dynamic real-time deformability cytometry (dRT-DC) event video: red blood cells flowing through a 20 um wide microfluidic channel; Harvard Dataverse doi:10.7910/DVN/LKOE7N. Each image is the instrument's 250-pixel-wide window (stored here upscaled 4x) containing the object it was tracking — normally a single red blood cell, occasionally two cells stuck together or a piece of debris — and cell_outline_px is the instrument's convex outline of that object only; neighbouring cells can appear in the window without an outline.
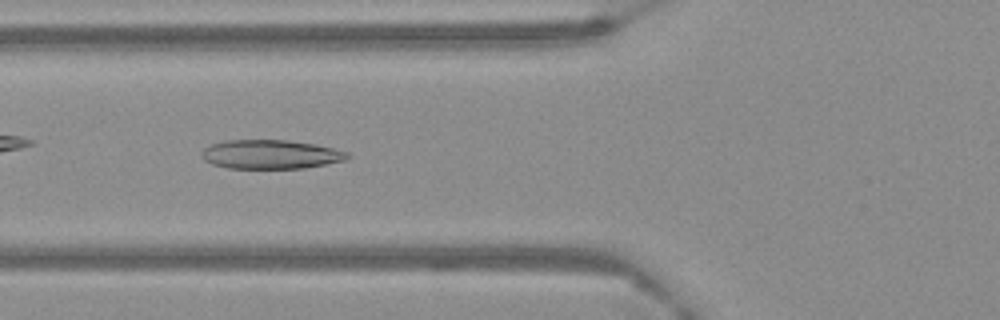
{"species": "Egyptian fruit bat (a non-hibernating species)", "species_latin": "Rousettus aegyptiacus", "temperature_condition": "warm", "stored_images_in_passage": 61, "camera_frame_rate_fps": 3000, "um_per_image_px": 0.085, "frame": {"image": 1, "passage_image": 23, "time_ms": 7.333, "image_size_px": [1000, 320], "cell_outline_px": [[352, 156], [344, 160], [304, 168], [228, 168], [212, 164], [204, 160], [200, 156], [200, 152], [204, 148], [212, 144], [224, 140], [288, 140], [316, 144], [348, 152]], "centroid_in_image_um": [22.97, 13.11], "position_along_channel_um": 102.8, "area_um2": 24.68}}
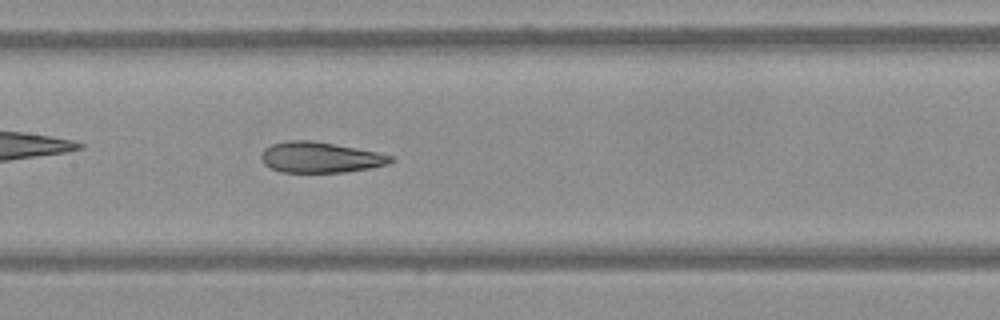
{"frame": {"image": 2, "passage_image": 30, "time_ms": 9.667, "image_size_px": [1000, 320], "cell_outline_px": [[396, 160], [388, 164], [368, 168], [344, 172], [280, 172], [264, 164], [260, 156], [264, 148], [272, 144], [288, 140], [312, 140], [376, 152], [392, 156]], "centroid_in_image_um": [27.19, 13.37], "position_along_channel_um": 180.2, "area_um2": 23.0}}
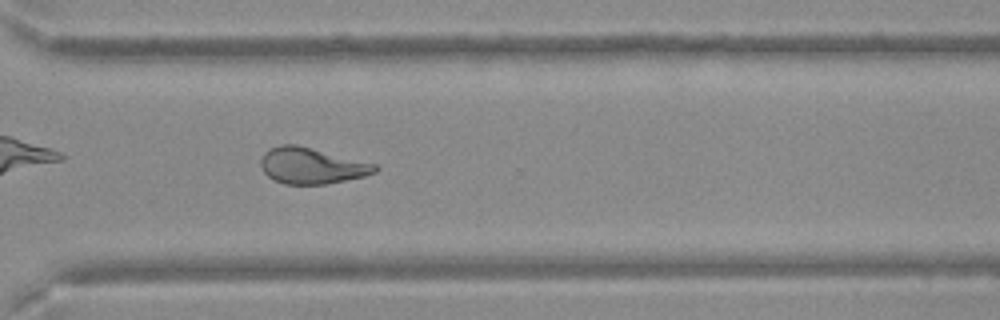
{"frame": {"image": 3, "passage_image": 45, "time_ms": 14.667, "image_size_px": [1000, 320], "cell_outline_px": [[380, 168], [376, 172], [364, 176], [328, 184], [284, 184], [272, 180], [260, 168], [260, 160], [264, 152], [268, 148], [280, 144], [296, 144], [376, 164]], "centroid_in_image_um": [26.45, 14.09], "position_along_channel_um": 344.1, "area_um2": 24.22}}